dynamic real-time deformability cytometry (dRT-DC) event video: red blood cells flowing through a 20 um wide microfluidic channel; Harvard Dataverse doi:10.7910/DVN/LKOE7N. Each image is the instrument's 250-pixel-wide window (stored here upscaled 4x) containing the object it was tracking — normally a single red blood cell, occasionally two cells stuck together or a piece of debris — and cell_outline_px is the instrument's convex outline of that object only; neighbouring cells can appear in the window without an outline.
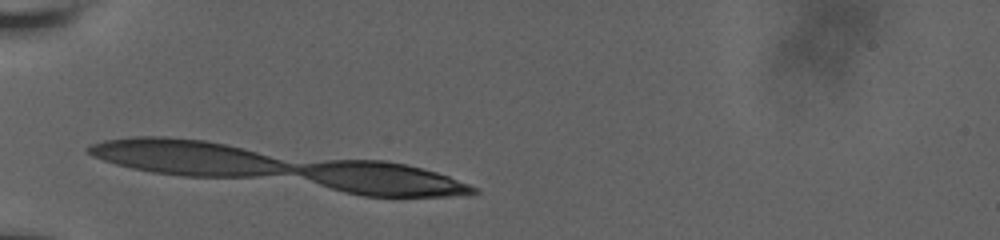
{"species": "human", "species_latin": "Homo sapiens", "temperature_condition": "room temperature", "stored_images_in_passage": 17, "camera_frame_rate_fps": 3000, "um_per_image_px": 0.085, "donor": {"sex": "male"}, "frame": {"image": 1, "passage_image": 1, "time_ms": 0.0, "image_size_px": [1000, 240], "cell_outline_px": [[468, 188], [452, 192], [416, 196], [384, 196], [336, 164], [396, 164], [416, 168], [440, 176]], "centroid_in_image_um": [34.08, 15.29], "position_along_channel_um": 50.9, "area_um2": 18.44}}
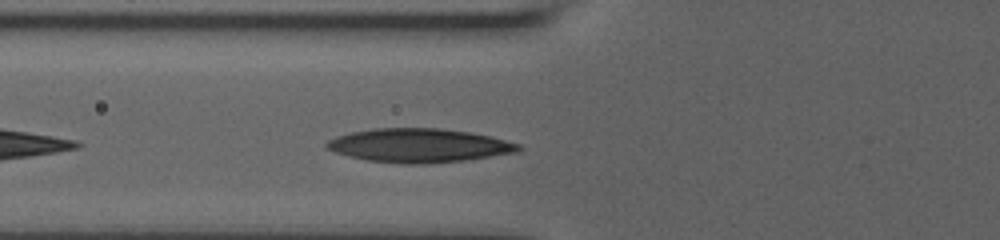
{"frame": {"image": 2, "passage_image": 6, "time_ms": 1.667, "image_size_px": [1000, 240], "cell_outline_px": [[508, 148], [468, 156], [436, 160], [400, 160], [376, 132], [448, 132], [476, 136], [492, 140], [504, 144]], "centroid_in_image_um": [37.15, 12.34], "position_along_channel_um": 88.7, "area_um2": 19.13}}